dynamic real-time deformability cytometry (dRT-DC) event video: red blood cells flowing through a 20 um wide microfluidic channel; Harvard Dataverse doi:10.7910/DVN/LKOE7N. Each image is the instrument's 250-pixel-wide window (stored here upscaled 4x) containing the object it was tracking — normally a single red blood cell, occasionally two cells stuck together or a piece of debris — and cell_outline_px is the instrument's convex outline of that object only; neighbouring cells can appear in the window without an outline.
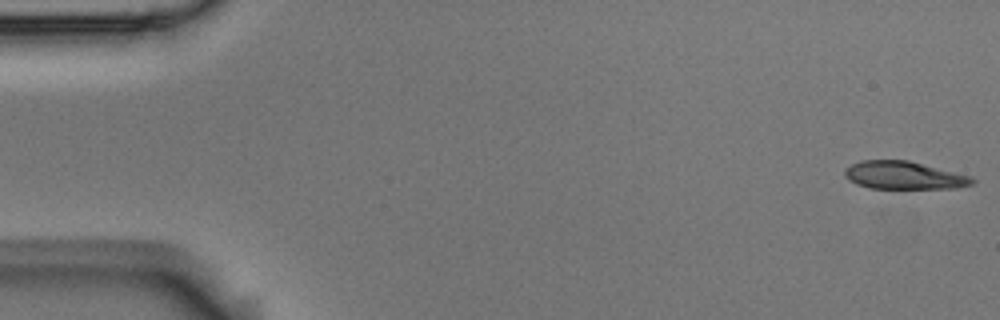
{"species": "Egyptian fruit bat (a non-hibernating species)", "species_latin": "Rousettus aegyptiacus", "temperature_condition": "room temperature", "stored_images_in_passage": 55, "camera_frame_rate_fps": 3000, "um_per_image_px": 0.085, "animal": {"sex": "male"}, "frame": {"image": 1, "passage_image": 1, "time_ms": 0.0, "image_size_px": [1000, 320], "cell_outline_px": [[976, 180], [972, 184], [956, 188], [868, 188], [856, 184], [848, 180], [844, 176], [844, 168], [860, 160], [908, 160], [972, 176]], "centroid_in_image_um": [76.81, 14.9], "position_along_channel_um": 8.2, "area_um2": 20.81}}
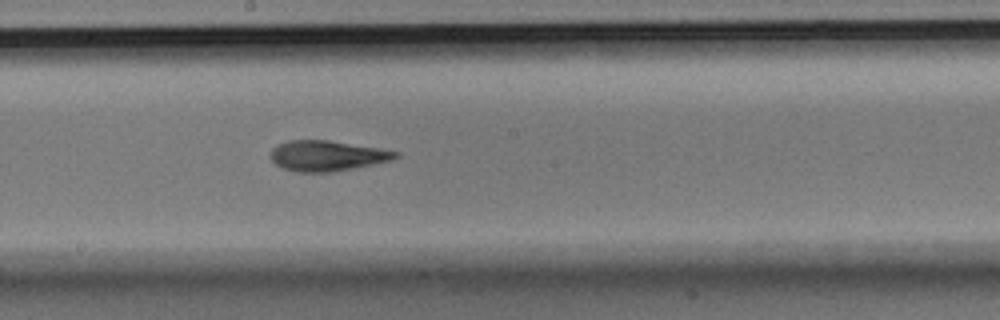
{"frame": {"image": 2, "passage_image": 29, "time_ms": 9.333, "image_size_px": [1000, 320], "cell_outline_px": [[400, 156], [392, 160], [332, 172], [296, 172], [284, 168], [276, 164], [272, 160], [272, 148], [276, 144], [288, 140], [328, 140], [400, 152]], "centroid_in_image_um": [27.78, 13.24], "position_along_channel_um": 220.4, "area_um2": 21.91}}
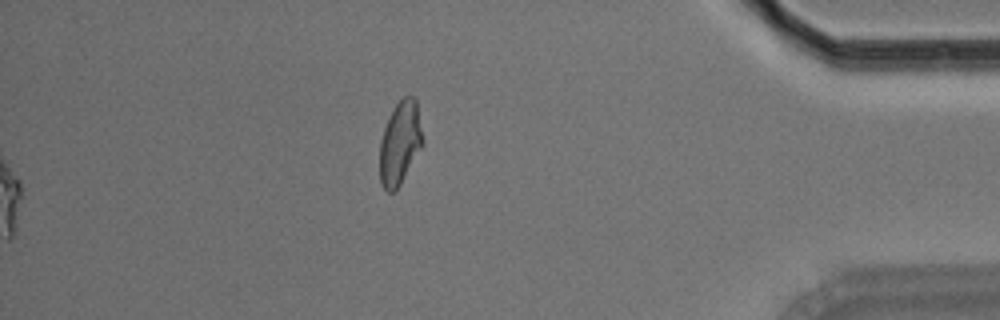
{"frame": {"image": 3, "passage_image": 55, "time_ms": 18.0, "image_size_px": [1000, 320], "cell_outline_px": [[424, 144], [400, 184], [392, 192], [388, 192], [380, 184], [380, 140], [384, 128], [392, 108], [404, 96], [412, 96], [416, 100]], "centroid_in_image_um": [34.0, 12.14], "position_along_channel_um": 401.2, "area_um2": 20.75}, "authors_computed_cell_mechanics": {"area_um2": 21.7906, "velocity_mm_per_s": 3.714, "shape_relaxation_time_tau1_ms": 7.4208, "shape_relaxation_time_tau2_ms": 2.9759, "deformation_change_tau1": 0.1906, "deformation_change_tau2": 0.1086}}